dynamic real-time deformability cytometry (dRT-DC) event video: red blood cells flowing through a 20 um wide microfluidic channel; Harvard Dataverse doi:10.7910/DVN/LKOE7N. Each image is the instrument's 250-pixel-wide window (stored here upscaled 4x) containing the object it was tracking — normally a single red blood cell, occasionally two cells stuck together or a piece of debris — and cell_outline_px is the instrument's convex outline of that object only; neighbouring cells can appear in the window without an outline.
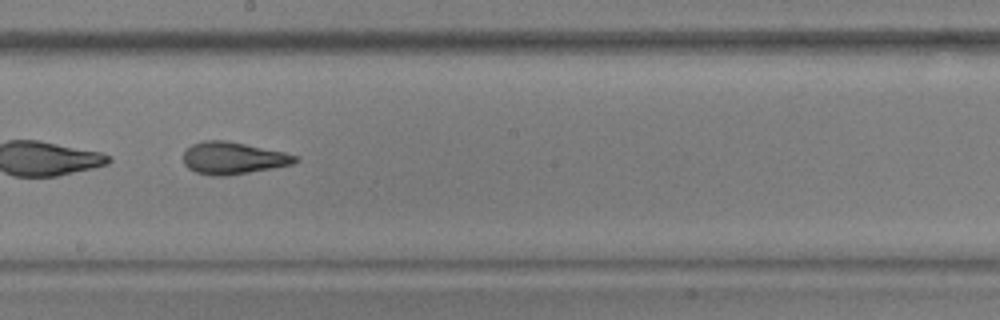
{"species": "common noctule bat (a hibernating species)", "species_latin": "Nyctalus noctula", "temperature_condition": "warm", "stored_images_in_passage": 54, "camera_frame_rate_fps": 3000, "um_per_image_px": 0.085, "animal": {"sex": "male", "body_mass_g": 17.9, "forearm_length_mm": 54.2}, "frame": {"image": 1, "passage_image": 31, "time_ms": 10.0, "image_size_px": [1000, 320], "cell_outline_px": [[300, 160], [292, 164], [272, 168], [228, 176], [212, 176], [196, 172], [188, 168], [184, 164], [184, 152], [192, 144], [204, 140], [224, 140], [284, 152], [300, 156]], "centroid_in_image_um": [19.82, 13.44], "position_along_channel_um": 228.4, "area_um2": 20.92}, "authors_computed_cell_mechanics": {"area_um2": 23.2356, "velocity_mm_per_s": 3.6782, "shape_relaxation_time_tau1_ms": 8.7381, "shape_relaxation_time_tau2_ms": 1.6815, "deformation_change_tau1": 0.2202, "deformation_change_tau2": 0.0887}}